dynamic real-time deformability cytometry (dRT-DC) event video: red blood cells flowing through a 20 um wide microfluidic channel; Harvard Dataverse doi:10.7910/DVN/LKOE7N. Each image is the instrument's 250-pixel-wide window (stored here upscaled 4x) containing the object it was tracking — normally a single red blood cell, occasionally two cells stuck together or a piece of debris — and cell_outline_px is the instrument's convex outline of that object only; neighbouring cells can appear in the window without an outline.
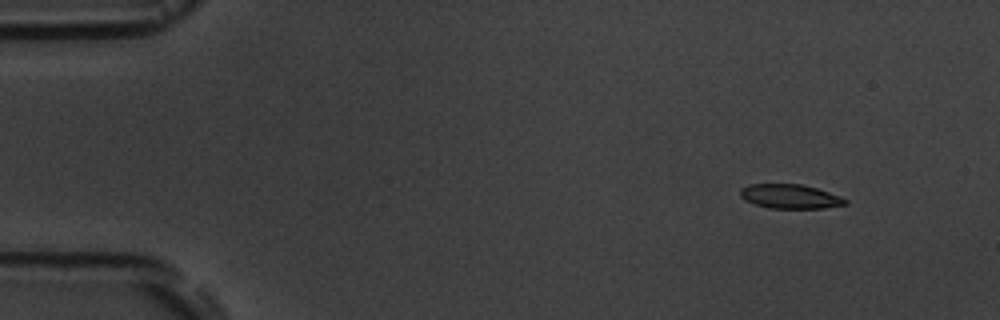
{"species": "common noctule bat (a hibernating species)", "species_latin": "Nyctalus noctula", "temperature_condition": "room temperature", "stored_images_in_passage": 4, "camera_frame_rate_fps": 3000, "um_per_image_px": 0.085, "animal": {"sex": "male", "body_mass_g": 19.5, "forearm_length_mm": 54.6}, "frame": {"image": 1, "passage_image": 1, "time_ms": 0.0, "image_size_px": [1000, 320], "cell_outline_px": [[848, 204], [824, 208], [768, 208], [744, 200], [740, 196], [740, 188], [748, 184], [800, 184], [816, 188], [840, 196], [848, 200]], "centroid_in_image_um": [67.15, 16.7], "position_along_channel_um": 17.9, "area_um2": 14.85}}
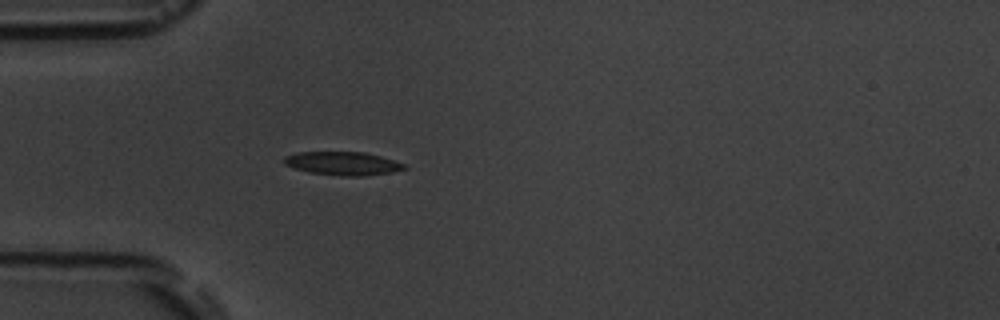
{"frame": {"image": 2, "passage_image": 4, "time_ms": 3.667, "image_size_px": [1000, 320], "cell_outline_px": [[408, 168], [392, 172], [364, 176], [344, 176], [308, 172], [284, 164], [284, 156], [296, 152], [364, 152], [380, 156], [404, 164]], "centroid_in_image_um": [29.12, 13.89], "position_along_channel_um": 55.9, "area_um2": 16.3}}